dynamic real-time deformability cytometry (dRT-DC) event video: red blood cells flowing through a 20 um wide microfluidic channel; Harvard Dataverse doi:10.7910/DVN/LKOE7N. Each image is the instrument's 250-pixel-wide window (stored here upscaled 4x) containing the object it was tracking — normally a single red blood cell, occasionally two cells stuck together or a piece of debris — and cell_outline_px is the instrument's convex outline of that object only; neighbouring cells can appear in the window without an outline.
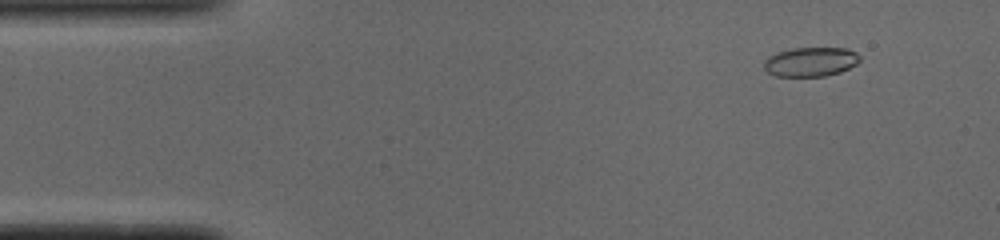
{"species": "common noctule bat (a hibernating species)", "species_latin": "Nyctalus noctula", "temperature_condition": "cold", "stored_images_in_passage": 51, "camera_frame_rate_fps": 3000, "um_per_image_px": 0.085, "animal": {"sex": "male", "body_mass_g": 19.0, "forearm_length_mm": 50.8}, "frame": {"image": 1, "passage_image": 5, "time_ms": 1.333, "image_size_px": [1000, 240], "cell_outline_px": [[860, 60], [856, 64], [840, 72], [824, 76], [776, 76], [768, 72], [764, 68], [764, 60], [768, 56], [776, 52], [792, 48], [844, 48], [856, 52], [860, 56]], "centroid_in_image_um": [68.88, 5.25], "position_along_channel_um": 16.1, "area_um2": 16.36}}
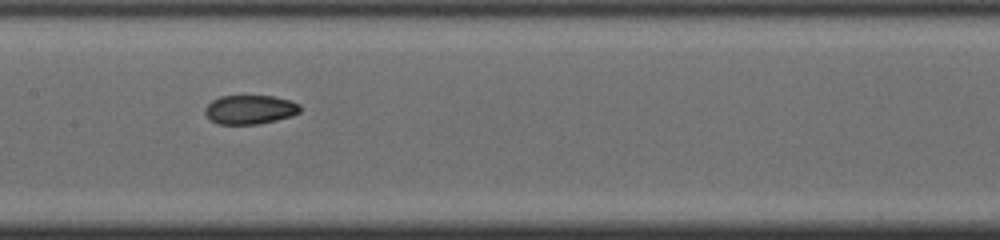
{"frame": {"image": 2, "passage_image": 25, "time_ms": 8.0, "image_size_px": [1000, 240], "cell_outline_px": [[300, 112], [292, 116], [260, 124], [216, 124], [204, 112], [204, 108], [212, 100], [220, 96], [272, 96], [292, 100], [300, 104]], "centroid_in_image_um": [21.26, 9.31], "position_along_channel_um": 186.1, "area_um2": 16.18}}
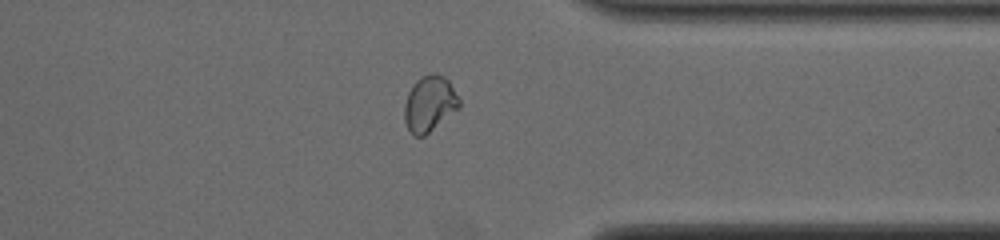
{"frame": {"image": 3, "passage_image": 40, "time_ms": 13.0, "image_size_px": [1000, 240], "cell_outline_px": [[460, 108], [424, 136], [412, 136], [404, 120], [404, 104], [408, 92], [416, 80], [420, 76], [432, 72], [444, 76], [448, 80], [460, 100]], "centroid_in_image_um": [36.5, 8.81], "position_along_channel_um": 374.9, "area_um2": 17.98}, "authors_computed_cell_mechanics": {"area_um2": 16.8776, "velocity_mm_per_s": 3.8958, "shape_relaxation_time_tau1_ms": null, "shape_relaxation_time_tau2_ms": 1.7249, "deformation_change_tau1": null, "deformation_change_tau2": 0.0506}}